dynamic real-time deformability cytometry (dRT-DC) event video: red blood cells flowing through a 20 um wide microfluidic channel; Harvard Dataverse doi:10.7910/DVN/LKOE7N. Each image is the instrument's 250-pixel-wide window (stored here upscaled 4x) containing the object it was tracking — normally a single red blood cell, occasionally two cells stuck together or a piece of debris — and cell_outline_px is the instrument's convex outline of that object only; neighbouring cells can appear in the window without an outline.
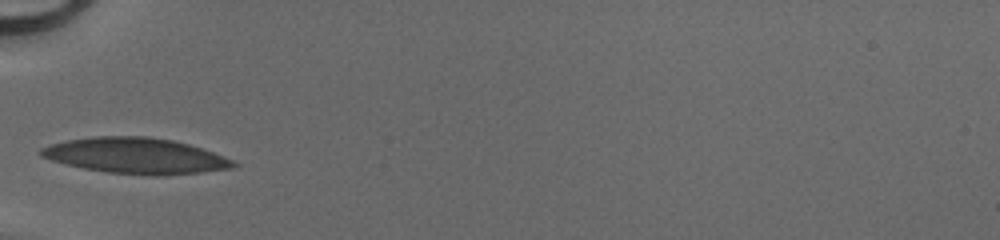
{"species": "human", "species_latin": "Homo sapiens", "temperature_condition": "cold", "stored_images_in_passage": 25, "camera_frame_rate_fps": 3000, "um_per_image_px": 0.085, "donor": {"sex": "male"}, "frame": {"image": 1, "passage_image": 1, "time_ms": 0.0, "image_size_px": [1000, 240], "cell_outline_px": [[240, 164], [232, 168], [200, 172], [156, 176], [108, 172], [84, 168], [52, 160], [40, 156], [40, 148], [52, 144], [68, 140], [96, 136], [148, 136], [172, 140], [188, 144], [224, 156]], "centroid_in_image_um": [11.55, 13.23], "position_along_channel_um": 73.4, "area_um2": 39.71}}
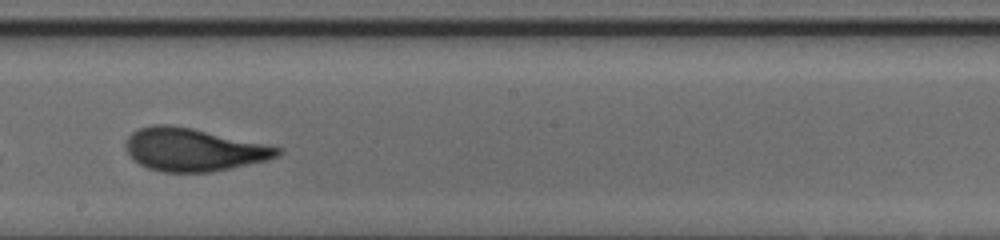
{"frame": {"image": 2, "passage_image": 12, "time_ms": 3.667, "image_size_px": [1000, 240], "cell_outline_px": [[280, 152], [276, 156], [268, 160], [212, 172], [160, 172], [148, 168], [140, 164], [128, 152], [124, 144], [128, 136], [132, 132], [140, 128], [152, 124], [172, 124], [192, 128], [280, 148]], "centroid_in_image_um": [16.38, 12.72], "position_along_channel_um": 231.8, "area_um2": 37.45}}
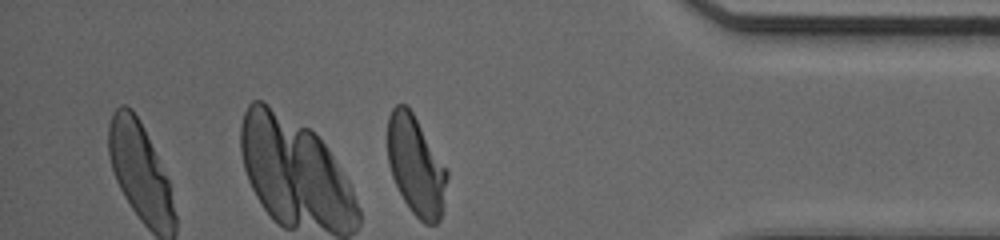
{"frame": {"image": 3, "passage_image": 25, "time_ms": 8.0, "image_size_px": [1000, 240], "cell_outline_px": [[448, 176], [440, 220], [436, 224], [424, 224], [412, 212], [404, 200], [392, 176], [388, 160], [388, 116], [392, 108], [396, 104], [408, 104], [448, 168]], "centroid_in_image_um": [35.37, 14.04], "position_along_channel_um": 399.8, "area_um2": 34.62}}